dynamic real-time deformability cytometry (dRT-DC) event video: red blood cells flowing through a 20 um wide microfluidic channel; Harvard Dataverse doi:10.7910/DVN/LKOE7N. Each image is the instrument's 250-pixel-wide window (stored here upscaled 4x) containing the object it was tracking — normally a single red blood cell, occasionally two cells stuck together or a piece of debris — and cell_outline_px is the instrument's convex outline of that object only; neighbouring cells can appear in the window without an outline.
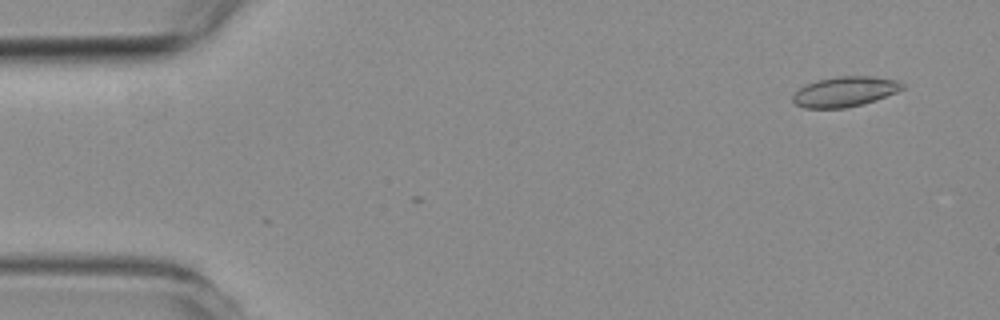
{"species": "common noctule bat (a hibernating species)", "species_latin": "Nyctalus noctula", "temperature_condition": "room temperature", "stored_images_in_passage": 2, "camera_frame_rate_fps": 3000, "um_per_image_px": 0.085, "animal": {"sex": "female", "body_mass_g": 19.3, "forearm_length_mm": 54.1}, "frame": {"image": 1, "passage_image": 1, "time_ms": 0.0, "image_size_px": [1000, 320], "cell_outline_px": [[904, 88], [896, 92], [876, 100], [844, 108], [804, 108], [796, 104], [792, 100], [792, 96], [800, 88], [808, 84], [820, 80], [836, 76], [872, 76], [896, 80], [904, 84]], "centroid_in_image_um": [71.82, 7.79], "position_along_channel_um": 13.2, "area_um2": 18.96}}